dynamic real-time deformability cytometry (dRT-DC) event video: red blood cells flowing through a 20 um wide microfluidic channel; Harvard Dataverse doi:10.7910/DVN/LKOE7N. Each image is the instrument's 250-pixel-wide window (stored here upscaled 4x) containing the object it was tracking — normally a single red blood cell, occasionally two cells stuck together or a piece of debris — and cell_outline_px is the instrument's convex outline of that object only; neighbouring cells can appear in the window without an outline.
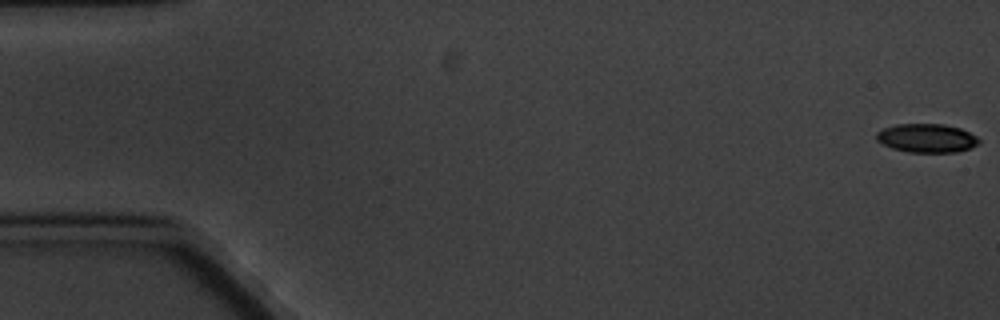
{"species": "common noctule bat (a hibernating species)", "species_latin": "Nyctalus noctula", "temperature_condition": "cold", "stored_images_in_passage": 5, "camera_frame_rate_fps": 3000, "um_per_image_px": 0.085, "animal": {"sex": "male", "body_mass_g": 20.1, "forearm_length_mm": 53.5}, "frame": {"image": 1, "passage_image": 1, "time_ms": 0.0, "image_size_px": [1000, 320], "cell_outline_px": [[980, 144], [956, 152], [908, 152], [892, 148], [880, 144], [876, 140], [876, 132], [884, 128], [896, 124], [944, 124], [960, 128], [976, 136], [980, 140]], "centroid_in_image_um": [78.74, 11.74], "position_along_channel_um": 6.3, "area_um2": 17.22}}
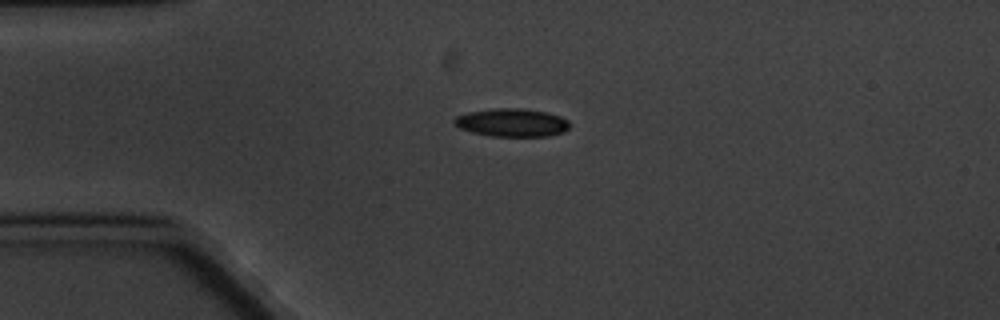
{"frame": {"image": 2, "passage_image": 5, "time_ms": 4.667, "image_size_px": [1000, 320], "cell_outline_px": [[572, 124], [564, 132], [548, 136], [492, 136], [472, 132], [460, 128], [452, 120], [456, 116], [468, 112], [492, 108], [524, 108], [548, 112], [560, 116], [568, 120]], "centroid_in_image_um": [43.55, 10.41], "position_along_channel_um": 41.5, "area_um2": 19.07}}